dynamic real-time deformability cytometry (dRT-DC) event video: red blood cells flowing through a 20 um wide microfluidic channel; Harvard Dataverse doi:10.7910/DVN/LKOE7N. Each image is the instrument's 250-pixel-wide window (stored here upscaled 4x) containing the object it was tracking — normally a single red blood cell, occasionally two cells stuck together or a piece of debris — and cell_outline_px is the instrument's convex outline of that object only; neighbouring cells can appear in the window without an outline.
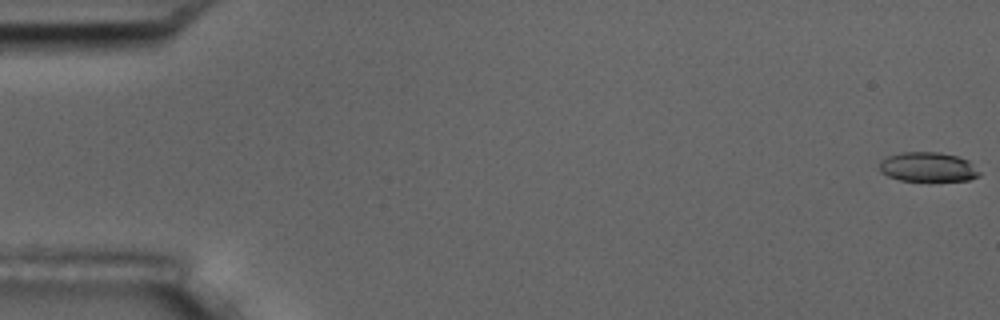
{"species": "common noctule bat (a hibernating species)", "species_latin": "Nyctalus noctula", "temperature_condition": "room temperature", "stored_images_in_passage": 56, "camera_frame_rate_fps": 3000, "um_per_image_px": 0.085, "animal": {"sex": "male", "body_mass_g": 17.5, "forearm_length_mm": 52.3}, "frame": {"image": 1, "passage_image": 1, "time_ms": 0.0, "image_size_px": [1000, 320], "cell_outline_px": [[980, 176], [968, 180], [928, 184], [900, 180], [888, 176], [880, 172], [880, 160], [888, 156], [900, 152], [940, 152], [956, 156], [968, 160], [980, 172]], "centroid_in_image_um": [78.88, 14.25], "position_along_channel_um": 6.1, "area_um2": 18.03}}
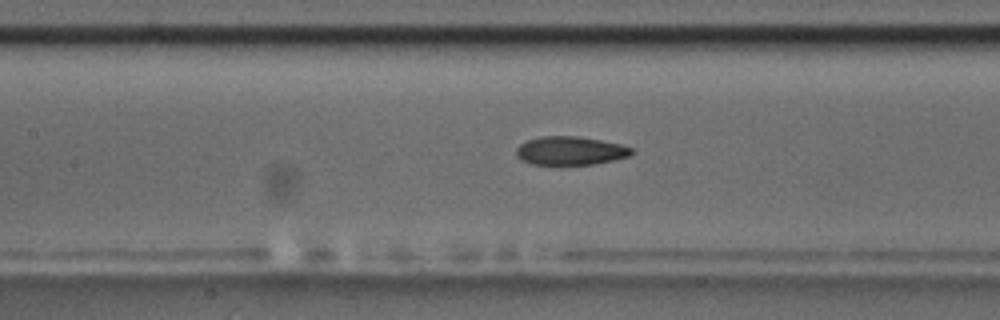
{"frame": {"image": 2, "passage_image": 26, "time_ms": 8.333, "image_size_px": [1000, 320], "cell_outline_px": [[632, 152], [628, 156], [616, 160], [592, 164], [532, 164], [520, 160], [516, 156], [516, 148], [520, 144], [528, 140], [540, 136], [576, 136], [600, 140], [620, 144], [632, 148]], "centroid_in_image_um": [48.44, 12.81], "position_along_channel_um": 159.0, "area_um2": 19.07}}
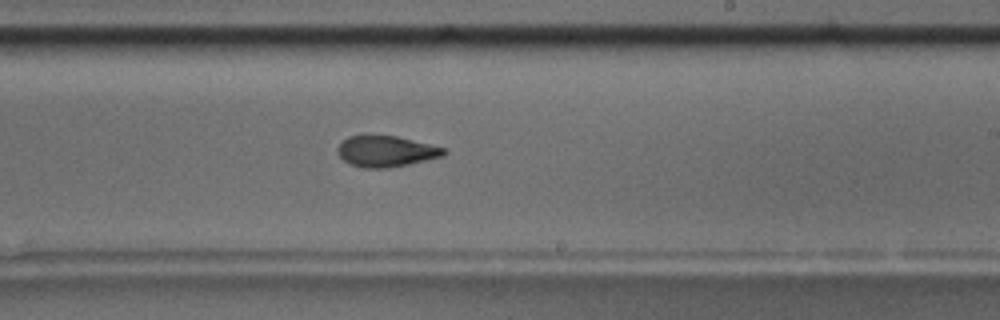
{"frame": {"image": 3, "passage_image": 34, "time_ms": 11.0, "image_size_px": [1000, 320], "cell_outline_px": [[448, 152], [444, 156], [408, 164], [388, 168], [364, 168], [352, 164], [344, 160], [336, 152], [336, 148], [348, 136], [368, 132], [396, 136], [444, 148]], "centroid_in_image_um": [32.76, 12.82], "position_along_channel_um": 256.2, "area_um2": 19.59}, "authors_computed_cell_mechanics": {"area_um2": 19.4497, "velocity_mm_per_s": 3.6678, "shape_relaxation_time_tau1_ms": 6.5876, "shape_relaxation_time_tau2_ms": 3.7475, "deformation_change_tau1": 0.1602, "deformation_change_tau2": 0.1142}}